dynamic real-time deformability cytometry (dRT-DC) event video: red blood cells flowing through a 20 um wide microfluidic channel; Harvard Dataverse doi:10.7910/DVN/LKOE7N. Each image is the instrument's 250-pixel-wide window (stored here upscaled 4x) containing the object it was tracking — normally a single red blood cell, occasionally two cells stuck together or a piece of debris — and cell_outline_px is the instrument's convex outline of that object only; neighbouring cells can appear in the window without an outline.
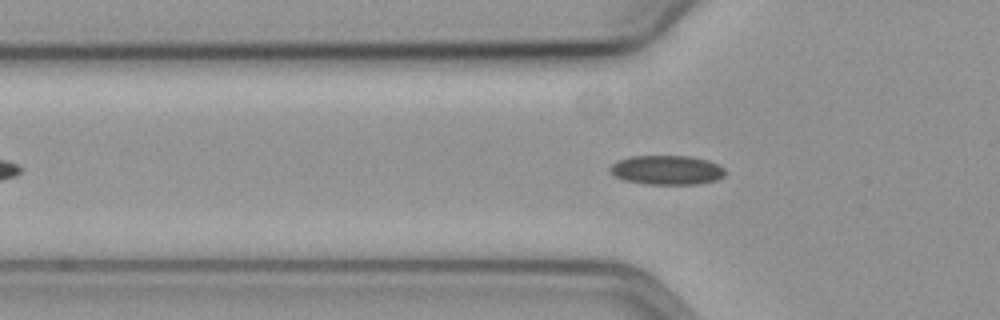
{"species": "common noctule bat (a hibernating species)", "species_latin": "Nyctalus noctula", "temperature_condition": "cold", "stored_images_in_passage": 40, "camera_frame_rate_fps": 3000, "um_per_image_px": 0.085, "animal": {"sex": "female", "body_mass_g": 19.3, "forearm_length_mm": 54.1}, "frame": {"image": 1, "passage_image": 14, "time_ms": 4.333, "image_size_px": [1000, 320], "cell_outline_px": [[724, 176], [716, 180], [700, 184], [644, 184], [624, 180], [616, 176], [608, 168], [612, 164], [620, 160], [632, 156], [688, 156], [708, 160], [724, 168]], "centroid_in_image_um": [56.69, 14.46], "position_along_channel_um": 69.1, "area_um2": 19.54}}
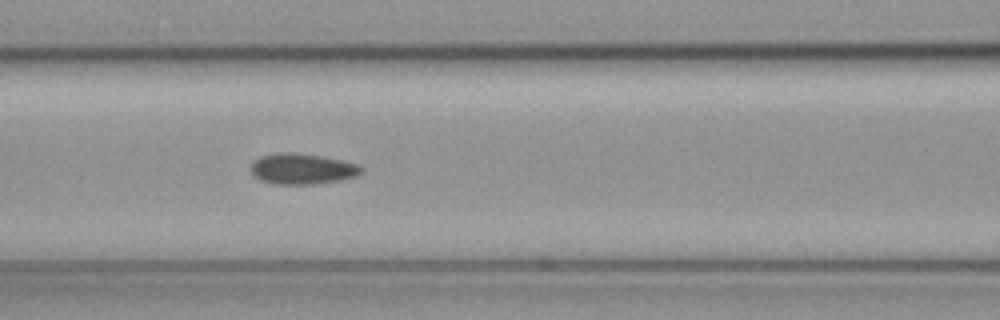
{"frame": {"image": 2, "passage_image": 20, "time_ms": 6.333, "image_size_px": [1000, 320], "cell_outline_px": [[364, 172], [356, 176], [340, 180], [312, 184], [276, 184], [260, 180], [252, 176], [252, 164], [260, 156], [276, 152], [292, 152], [320, 156], [344, 160], [356, 164], [364, 168]], "centroid_in_image_um": [25.7, 14.35], "position_along_channel_um": 140.9, "area_um2": 19.83}}
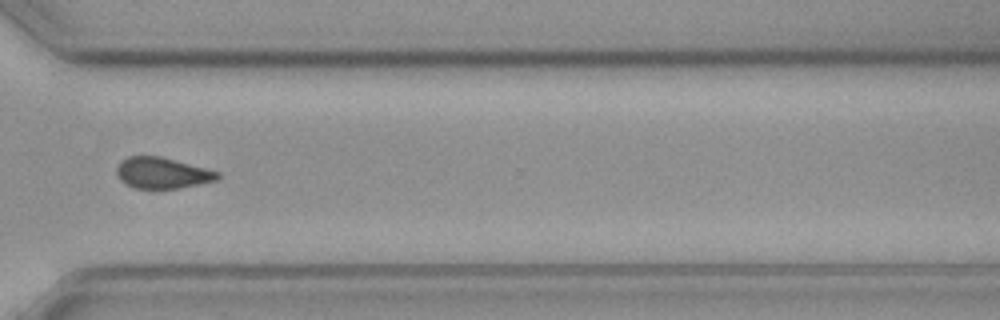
{"frame": {"image": 3, "passage_image": 38, "time_ms": 12.333, "image_size_px": [1000, 320], "cell_outline_px": [[220, 176], [216, 180], [180, 188], [136, 188], [124, 184], [120, 180], [116, 172], [116, 168], [120, 160], [128, 156], [160, 156], [220, 172]], "centroid_in_image_um": [13.75, 14.7], "position_along_channel_um": 356.9, "area_um2": 18.21}, "authors_computed_cell_mechanics": {"area_um2": 19.0451, "velocity_mm_per_s": 3.6021, "shape_relaxation_time_tau1_ms": null, "shape_relaxation_time_tau2_ms": 5.5587, "deformation_change_tau1": null, "deformation_change_tau2": 0.1068}}